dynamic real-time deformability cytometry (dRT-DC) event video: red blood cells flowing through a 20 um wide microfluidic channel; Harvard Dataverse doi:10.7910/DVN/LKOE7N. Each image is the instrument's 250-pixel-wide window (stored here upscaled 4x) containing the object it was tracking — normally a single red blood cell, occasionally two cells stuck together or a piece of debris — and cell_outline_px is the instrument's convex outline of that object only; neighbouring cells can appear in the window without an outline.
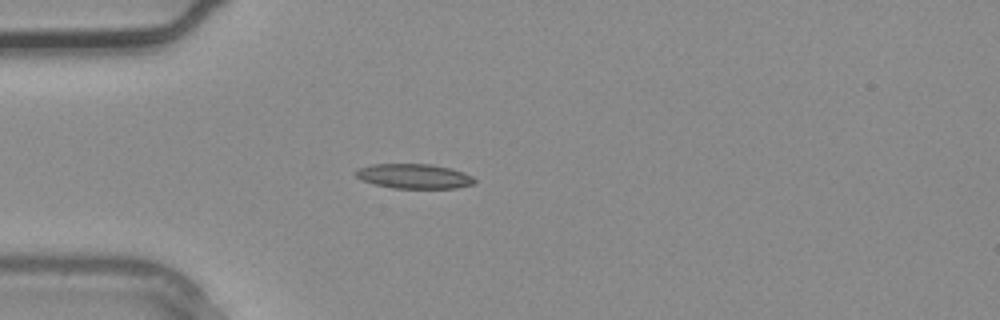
{"species": "common noctule bat (a hibernating species)", "species_latin": "Nyctalus noctula", "temperature_condition": "warm", "stored_images_in_passage": 3, "camera_frame_rate_fps": 3000, "um_per_image_px": 0.085, "animal": {"sex": "male", "body_mass_g": 20.4}, "frame": {"image": 1, "passage_image": 3, "time_ms": 0.667, "image_size_px": [1000, 320], "cell_outline_px": [[476, 184], [456, 188], [392, 188], [360, 180], [352, 172], [356, 168], [372, 164], [432, 164], [452, 168], [464, 172], [472, 176], [476, 180]], "centroid_in_image_um": [35.19, 14.97], "position_along_channel_um": 49.8, "area_um2": 17.4}}